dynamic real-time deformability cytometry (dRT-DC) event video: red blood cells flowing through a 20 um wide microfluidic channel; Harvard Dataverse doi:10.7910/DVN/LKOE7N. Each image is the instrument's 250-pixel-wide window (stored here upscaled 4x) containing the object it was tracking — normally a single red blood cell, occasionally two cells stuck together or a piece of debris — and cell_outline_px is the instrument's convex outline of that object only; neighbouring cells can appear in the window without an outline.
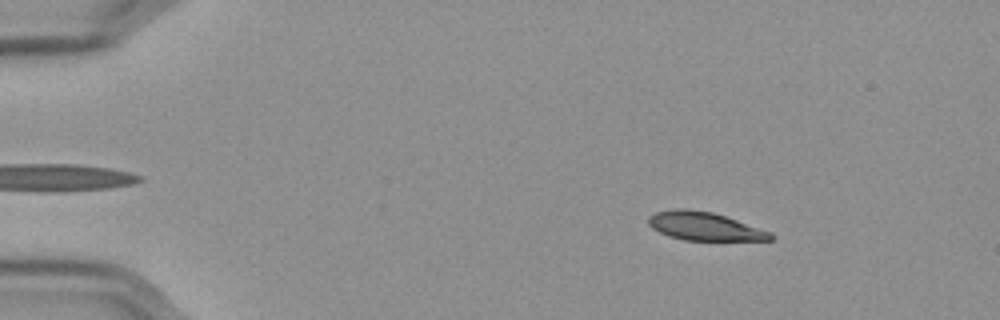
{"species": "Egyptian fruit bat (a non-hibernating species)", "species_latin": "Rousettus aegyptiacus", "temperature_condition": "cold", "stored_images_in_passage": 29, "camera_frame_rate_fps": 3000, "um_per_image_px": 0.085, "frame": {"image": 1, "passage_image": 8, "time_ms": 2.333, "image_size_px": [1000, 320], "cell_outline_px": [[776, 236], [772, 240], [684, 240], [668, 236], [652, 228], [648, 224], [648, 216], [656, 212], [672, 208], [688, 208], [712, 212], [772, 232]], "centroid_in_image_um": [59.86, 19.22], "position_along_channel_um": 25.1, "area_um2": 20.23}}
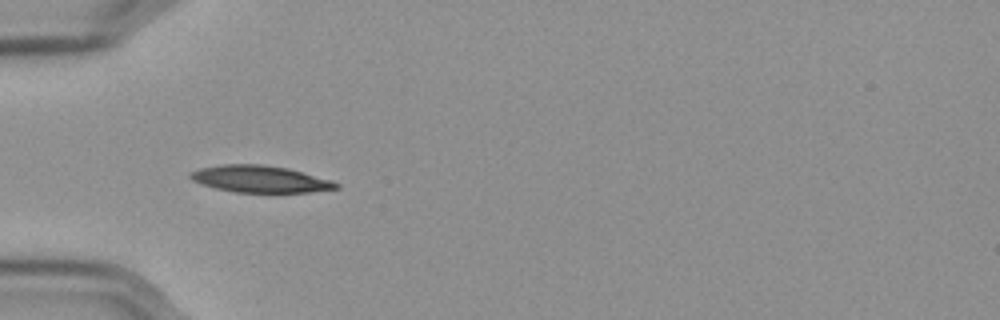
{"frame": {"image": 2, "passage_image": 18, "time_ms": 5.667, "image_size_px": [1000, 320], "cell_outline_px": [[340, 188], [308, 192], [236, 192], [216, 188], [200, 184], [192, 180], [188, 176], [192, 172], [200, 168], [224, 164], [260, 164], [288, 168], [332, 180], [340, 184]], "centroid_in_image_um": [22.12, 15.21], "position_along_channel_um": 62.9, "area_um2": 22.72}}
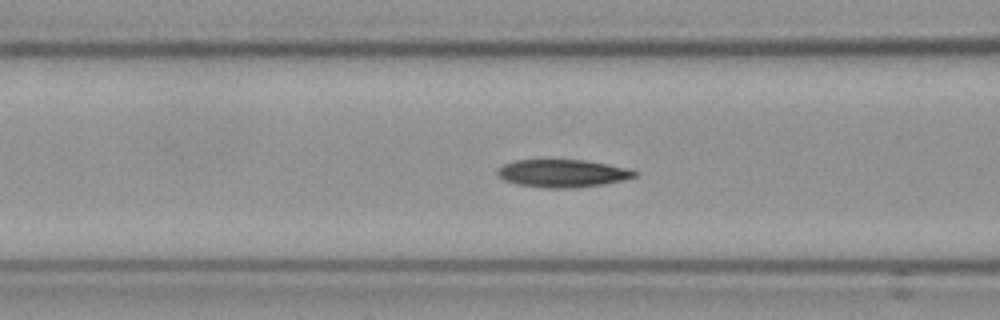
{"frame": {"image": 3, "passage_image": 23, "time_ms": 7.333, "image_size_px": [1000, 320], "cell_outline_px": [[636, 176], [624, 180], [604, 184], [572, 188], [548, 188], [516, 184], [504, 180], [496, 176], [496, 168], [504, 164], [516, 160], [588, 160], [632, 168], [636, 172]], "centroid_in_image_um": [47.82, 14.73], "position_along_channel_um": 118.8, "area_um2": 22.48}}